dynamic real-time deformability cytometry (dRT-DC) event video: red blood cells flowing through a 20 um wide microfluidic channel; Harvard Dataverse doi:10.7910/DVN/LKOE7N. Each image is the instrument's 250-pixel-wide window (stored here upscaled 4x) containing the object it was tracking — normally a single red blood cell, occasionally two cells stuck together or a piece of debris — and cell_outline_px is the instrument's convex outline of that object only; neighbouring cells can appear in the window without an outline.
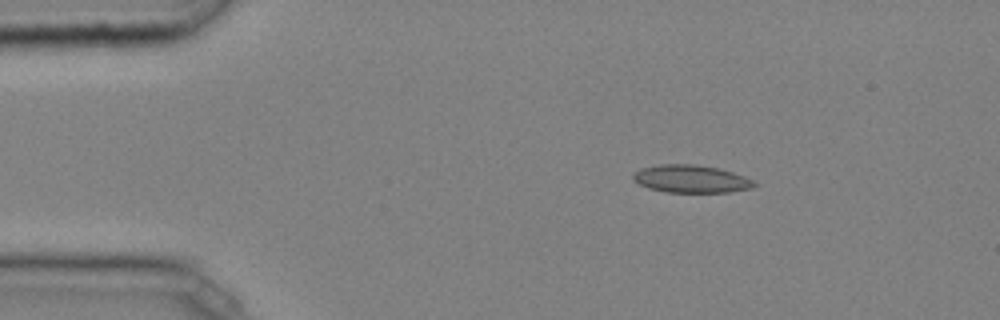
{"species": "common noctule bat (a hibernating species)", "species_latin": "Nyctalus noctula", "temperature_condition": "cold", "stored_images_in_passage": 41, "camera_frame_rate_fps": 3000, "um_per_image_px": 0.085, "animal": {"sex": "male", "body_mass_g": 20.4}, "frame": {"image": 1, "passage_image": 2, "time_ms": 0.333, "image_size_px": [1000, 320], "cell_outline_px": [[760, 184], [752, 188], [728, 192], [668, 192], [648, 188], [632, 180], [632, 176], [640, 168], [660, 164], [692, 164], [716, 168], [732, 172], [744, 176]], "centroid_in_image_um": [58.74, 15.21], "position_along_channel_um": 26.3, "area_um2": 19.48}}
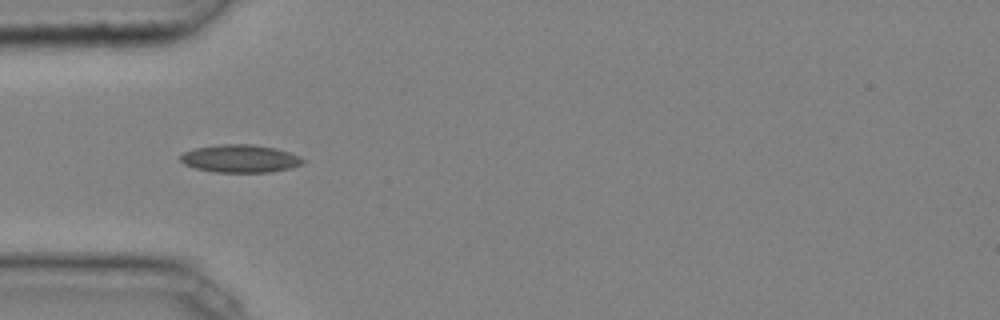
{"frame": {"image": 2, "passage_image": 9, "time_ms": 2.667, "image_size_px": [1000, 320], "cell_outline_px": [[308, 160], [292, 168], [272, 172], [216, 172], [196, 168], [184, 164], [180, 160], [180, 156], [184, 152], [196, 148], [220, 144], [252, 144], [276, 148], [300, 156]], "centroid_in_image_um": [20.45, 13.48], "position_along_channel_um": 64.5, "area_um2": 19.88}}
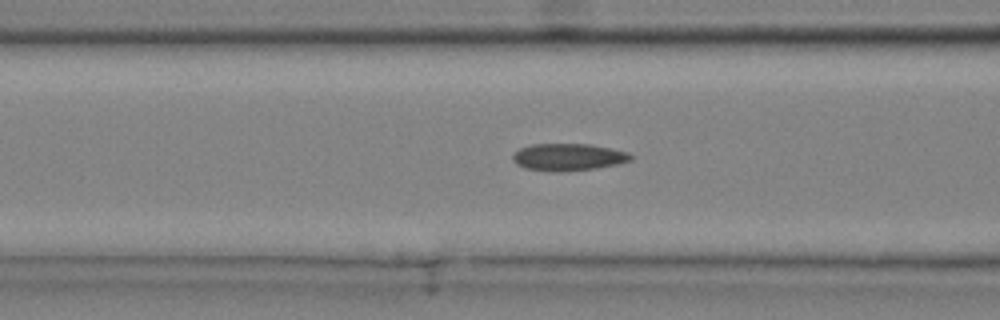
{"frame": {"image": 3, "passage_image": 13, "time_ms": 4.0, "image_size_px": [1000, 320], "cell_outline_px": [[632, 160], [616, 164], [596, 168], [560, 172], [524, 168], [516, 164], [512, 160], [512, 156], [520, 148], [532, 144], [588, 144], [628, 152], [632, 156]], "centroid_in_image_um": [48.27, 13.35], "position_along_channel_um": 118.3, "area_um2": 18.5}}